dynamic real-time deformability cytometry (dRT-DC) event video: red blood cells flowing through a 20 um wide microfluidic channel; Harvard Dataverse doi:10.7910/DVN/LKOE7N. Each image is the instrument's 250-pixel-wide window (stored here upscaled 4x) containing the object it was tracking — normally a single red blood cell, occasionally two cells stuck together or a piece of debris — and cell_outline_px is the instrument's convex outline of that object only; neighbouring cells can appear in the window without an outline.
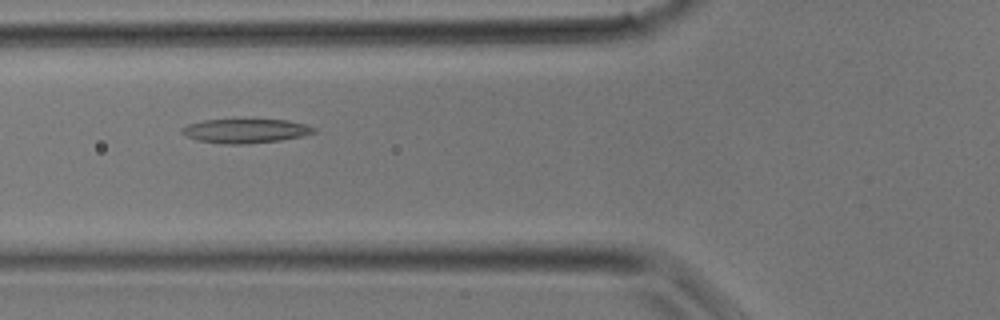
{"species": "common noctule bat (a hibernating species)", "species_latin": "Nyctalus noctula", "temperature_condition": "room temperature", "stored_images_in_passage": 11, "camera_frame_rate_fps": 3000, "um_per_image_px": 0.085, "animal": {"sex": "male", "body_mass_g": 17.9}, "frame": {"image": 1, "passage_image": 3, "time_ms": 0.667, "image_size_px": [1000, 320], "cell_outline_px": [[316, 132], [300, 136], [280, 140], [240, 144], [224, 144], [196, 140], [180, 132], [180, 128], [188, 124], [204, 120], [288, 120], [304, 124], [316, 128]], "centroid_in_image_um": [20.83, 11.12], "position_along_channel_um": 105.0, "area_um2": 18.32}}
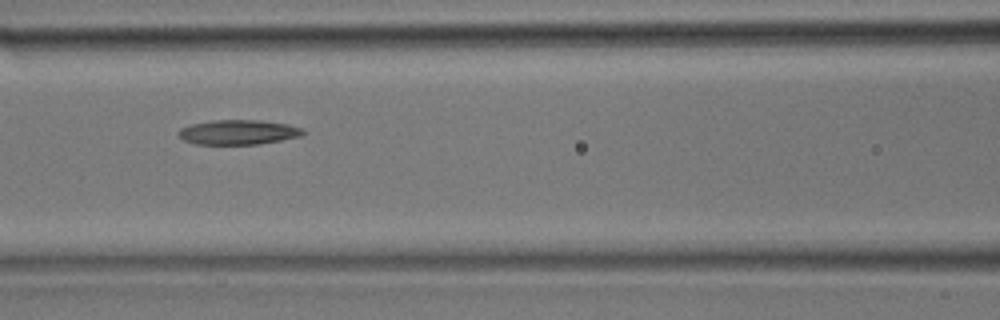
{"frame": {"image": 2, "passage_image": 5, "time_ms": 1.333, "image_size_px": [1000, 320], "cell_outline_px": [[308, 132], [300, 136], [260, 144], [196, 144], [184, 140], [176, 132], [180, 128], [192, 124], [212, 120], [260, 120], [288, 124], [300, 128]], "centroid_in_image_um": [20.25, 11.23], "position_along_channel_um": 146.3, "area_um2": 17.92}}